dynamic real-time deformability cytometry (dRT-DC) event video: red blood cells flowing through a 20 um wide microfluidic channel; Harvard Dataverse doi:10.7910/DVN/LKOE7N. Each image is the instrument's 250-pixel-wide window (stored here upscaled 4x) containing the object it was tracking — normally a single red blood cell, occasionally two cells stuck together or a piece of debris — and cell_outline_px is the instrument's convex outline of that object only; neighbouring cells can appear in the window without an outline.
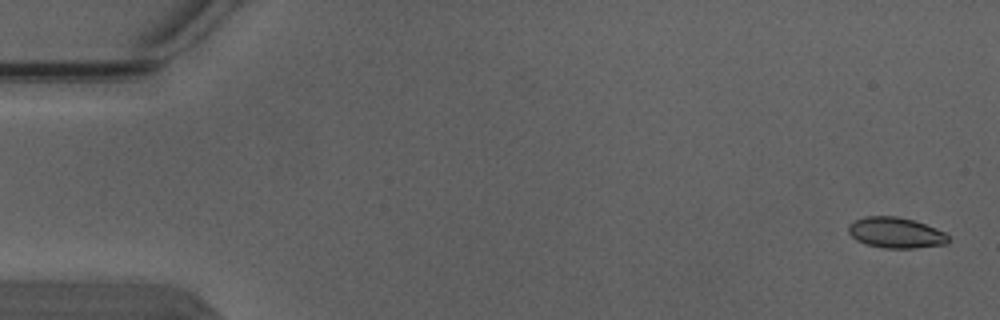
{"species": "Egyptian fruit bat (a non-hibernating species)", "species_latin": "Rousettus aegyptiacus", "temperature_condition": "warm", "stored_images_in_passage": 2, "camera_frame_rate_fps": 3000, "um_per_image_px": 0.085, "animal": {"sex": "male"}, "frame": {"image": 1, "passage_image": 2, "time_ms": 0.333, "image_size_px": [1000, 320], "cell_outline_px": [[948, 240], [944, 244], [916, 248], [884, 248], [868, 244], [856, 240], [848, 232], [848, 224], [864, 216], [896, 216], [912, 220], [936, 228], [944, 232], [948, 236]], "centroid_in_image_um": [76.11, 19.78], "position_along_channel_um": 8.9, "area_um2": 17.69}}